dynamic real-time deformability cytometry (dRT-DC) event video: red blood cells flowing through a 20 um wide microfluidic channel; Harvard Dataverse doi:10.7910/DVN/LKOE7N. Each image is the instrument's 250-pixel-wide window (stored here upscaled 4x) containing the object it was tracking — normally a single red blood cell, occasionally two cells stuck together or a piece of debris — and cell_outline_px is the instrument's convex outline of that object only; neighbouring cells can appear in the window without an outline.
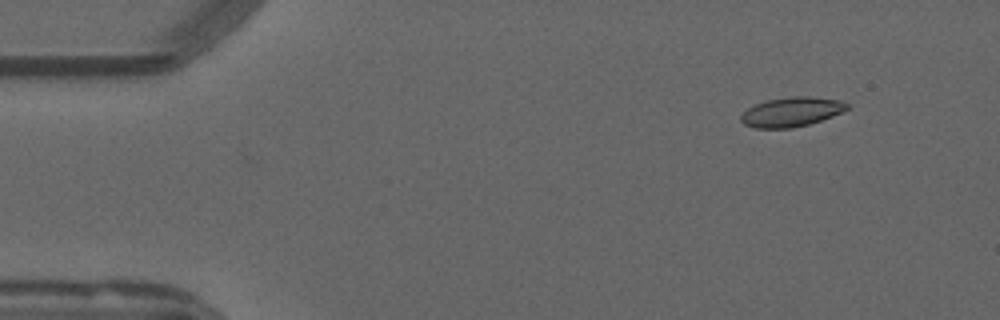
{"species": "common noctule bat (a hibernating species)", "species_latin": "Nyctalus noctula", "temperature_condition": "warm", "stored_images_in_passage": 4, "camera_frame_rate_fps": 3000, "um_per_image_px": 0.085, "animal": {"sex": "male", "forearm_length_mm": 52.5}, "frame": {"image": 1, "passage_image": 4, "time_ms": 1.0, "image_size_px": [1000, 320], "cell_outline_px": [[848, 108], [832, 116], [808, 124], [792, 128], [756, 128], [744, 124], [740, 120], [740, 116], [748, 108], [756, 104], [768, 100], [792, 96], [808, 96], [840, 100], [848, 104]], "centroid_in_image_um": [67.25, 9.51], "position_along_channel_um": 17.7, "area_um2": 17.98}}